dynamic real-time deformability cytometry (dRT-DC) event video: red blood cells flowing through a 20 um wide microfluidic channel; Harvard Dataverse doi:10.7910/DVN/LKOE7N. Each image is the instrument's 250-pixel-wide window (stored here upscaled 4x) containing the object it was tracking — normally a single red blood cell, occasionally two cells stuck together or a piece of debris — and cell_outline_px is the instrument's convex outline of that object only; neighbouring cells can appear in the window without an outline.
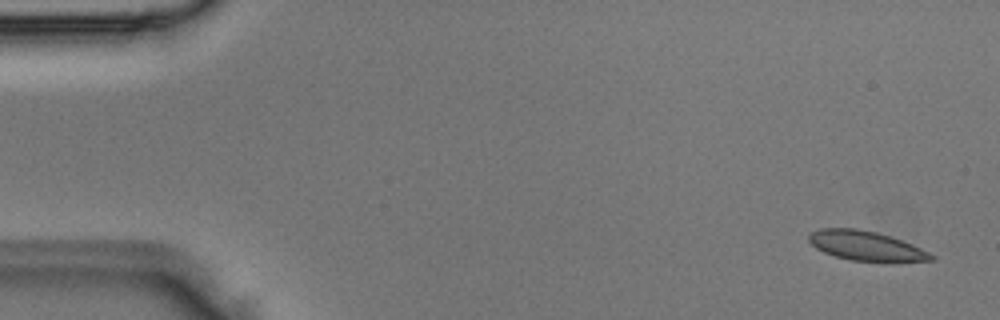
{"species": "Egyptian fruit bat (a non-hibernating species)", "species_latin": "Rousettus aegyptiacus", "temperature_condition": "room temperature", "stored_images_in_passage": 6, "camera_frame_rate_fps": 3000, "um_per_image_px": 0.085, "animal": {"sex": "male"}, "frame": {"image": 1, "passage_image": 1, "time_ms": 0.0, "image_size_px": [1000, 320], "cell_outline_px": [[936, 260], [852, 260], [836, 256], [824, 252], [816, 248], [808, 240], [808, 236], [812, 232], [820, 228], [856, 228], [876, 232], [912, 244], [936, 256]], "centroid_in_image_um": [73.55, 20.86], "position_along_channel_um": 11.4, "area_um2": 20.35}}
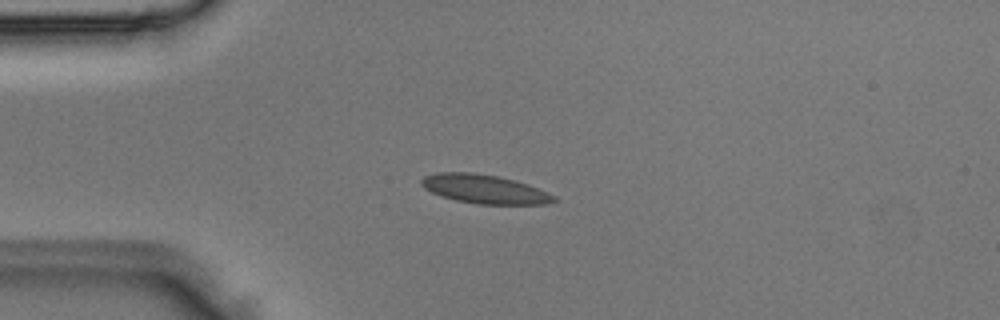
{"frame": {"image": 2, "passage_image": 3, "time_ms": 0.667, "image_size_px": [1000, 320], "cell_outline_px": [[560, 200], [548, 204], [476, 204], [456, 200], [440, 196], [424, 188], [420, 184], [420, 180], [424, 176], [436, 172], [472, 172], [496, 176], [516, 180], [528, 184], [548, 192], [556, 196]], "centroid_in_image_um": [41.2, 16.07], "position_along_channel_um": 43.8, "area_um2": 22.54}}
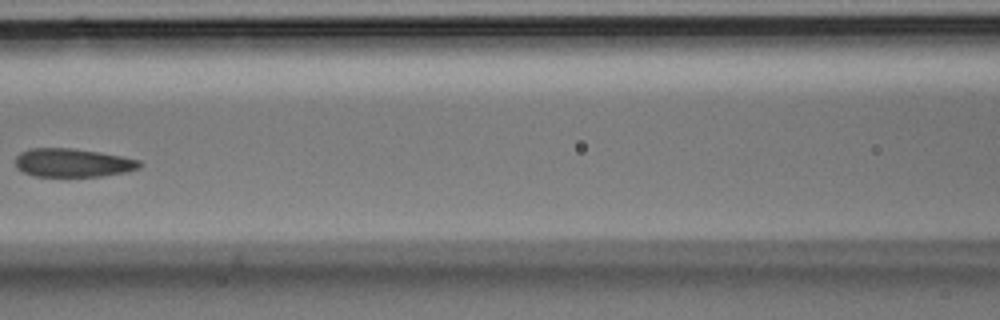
{"frame": {"image": 3, "passage_image": 6, "time_ms": 1.667, "image_size_px": [1000, 320], "cell_outline_px": [[140, 168], [124, 172], [100, 176], [32, 176], [16, 168], [16, 156], [20, 152], [28, 148], [72, 148], [100, 152], [140, 160]], "centroid_in_image_um": [6.14, 13.83], "position_along_channel_um": 160.5, "area_um2": 20.58}}